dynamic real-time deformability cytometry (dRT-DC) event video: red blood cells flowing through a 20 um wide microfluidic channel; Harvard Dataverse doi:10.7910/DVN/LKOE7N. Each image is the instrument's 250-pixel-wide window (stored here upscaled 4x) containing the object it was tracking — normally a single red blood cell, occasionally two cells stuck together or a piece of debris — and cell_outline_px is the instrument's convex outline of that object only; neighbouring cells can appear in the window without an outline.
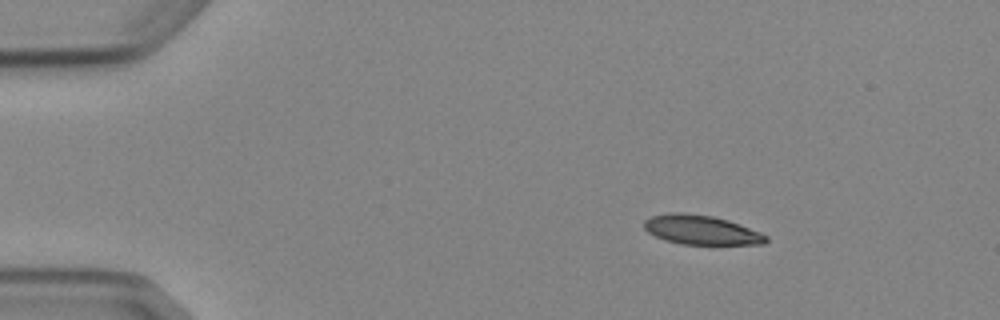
{"species": "Egyptian fruit bat (a non-hibernating species)", "species_latin": "Rousettus aegyptiacus", "temperature_condition": "cold", "stored_images_in_passage": 5, "camera_frame_rate_fps": 3000, "um_per_image_px": 0.085, "animal": {"sex": "female"}, "frame": {"image": 1, "passage_image": 2, "time_ms": 1.333, "image_size_px": [1000, 320], "cell_outline_px": [[768, 240], [764, 244], [716, 248], [680, 244], [664, 240], [648, 232], [644, 228], [644, 220], [652, 216], [668, 212], [684, 212], [712, 216], [728, 220], [760, 232], [768, 236]], "centroid_in_image_um": [59.67, 19.61], "position_along_channel_um": 25.3, "area_um2": 22.08}}
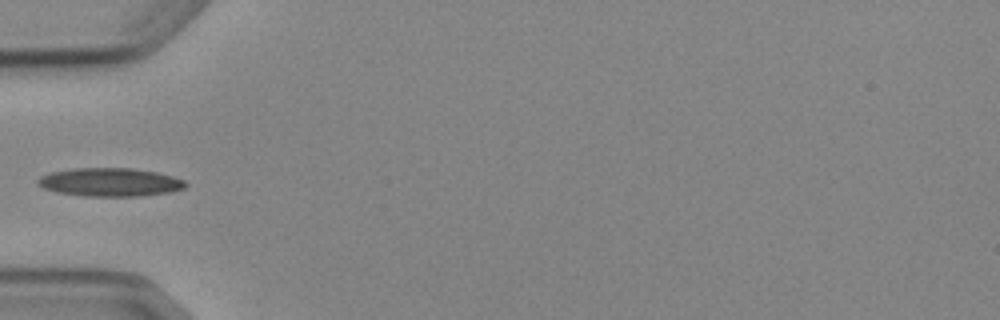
{"frame": {"image": 2, "passage_image": 5, "time_ms": 4.667, "image_size_px": [1000, 320], "cell_outline_px": [[188, 184], [184, 188], [172, 192], [140, 196], [84, 196], [56, 192], [44, 188], [36, 184], [36, 180], [40, 176], [48, 172], [72, 168], [132, 168], [156, 172], [172, 176], [184, 180]], "centroid_in_image_um": [9.32, 15.48], "position_along_channel_um": 75.7, "area_um2": 24.68}}